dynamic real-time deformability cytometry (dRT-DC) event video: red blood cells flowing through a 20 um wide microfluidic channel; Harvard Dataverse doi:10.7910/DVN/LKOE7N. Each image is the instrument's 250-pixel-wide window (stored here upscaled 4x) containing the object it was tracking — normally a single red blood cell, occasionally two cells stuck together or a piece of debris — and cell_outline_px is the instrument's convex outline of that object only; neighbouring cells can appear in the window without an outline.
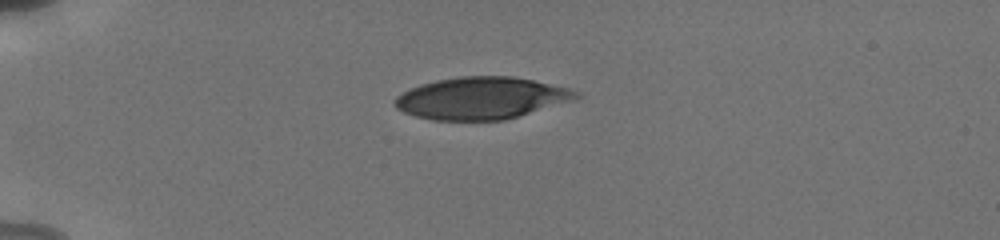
{"species": "human", "species_latin": "Homo sapiens", "temperature_condition": "cold", "stored_images_in_passage": 13, "camera_frame_rate_fps": 3000, "um_per_image_px": 0.085, "donor": {"sex": "male"}, "frame": {"image": 1, "passage_image": 1, "time_ms": 0.0, "image_size_px": [1000, 240], "cell_outline_px": [[580, 96], [572, 100], [504, 120], [432, 120], [416, 116], [404, 112], [396, 108], [392, 104], [392, 100], [396, 96], [420, 84], [436, 80], [460, 76], [512, 76], [532, 80], [568, 88], [580, 92]], "centroid_in_image_um": [40.86, 8.34], "position_along_channel_um": 44.1, "area_um2": 44.16}}
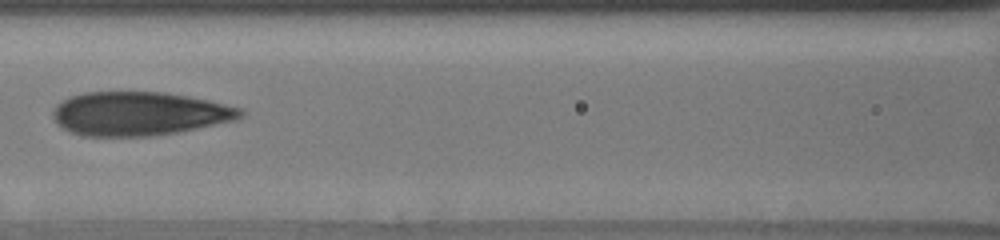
{"frame": {"image": 2, "passage_image": 6, "time_ms": 4.0, "image_size_px": [1000, 240], "cell_outline_px": [[244, 116], [236, 120], [176, 132], [152, 136], [84, 136], [68, 132], [56, 120], [52, 112], [56, 104], [68, 96], [84, 92], [164, 92], [188, 96], [208, 100], [244, 108]], "centroid_in_image_um": [11.84, 9.65], "position_along_channel_um": 154.8, "area_um2": 47.92}}
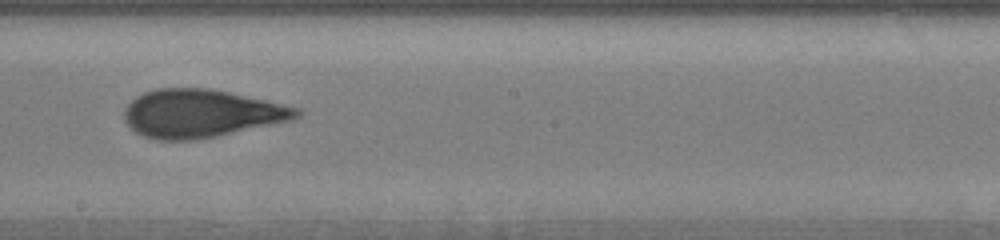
{"frame": {"image": 3, "passage_image": 11, "time_ms": 6.0, "image_size_px": [1000, 240], "cell_outline_px": [[304, 112], [300, 116], [292, 120], [216, 136], [196, 140], [156, 140], [144, 136], [136, 132], [124, 120], [124, 108], [136, 96], [144, 92], [156, 88], [208, 88], [268, 100], [300, 108]], "centroid_in_image_um": [17.11, 9.64], "position_along_channel_um": 231.1, "area_um2": 48.32}}